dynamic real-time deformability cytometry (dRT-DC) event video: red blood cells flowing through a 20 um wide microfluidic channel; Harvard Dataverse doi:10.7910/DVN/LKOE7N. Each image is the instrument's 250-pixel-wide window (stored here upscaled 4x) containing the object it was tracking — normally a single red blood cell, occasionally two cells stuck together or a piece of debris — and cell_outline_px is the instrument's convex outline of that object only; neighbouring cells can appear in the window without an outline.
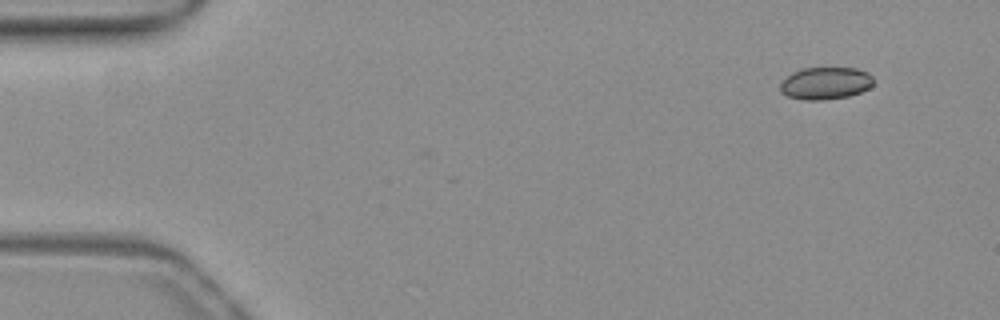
{"species": "common noctule bat (a hibernating species)", "species_latin": "Nyctalus noctula", "temperature_condition": "warm", "stored_images_in_passage": 3, "camera_frame_rate_fps": 3000, "um_per_image_px": 0.085, "animal": {"sex": "female", "body_mass_g": 19.3, "forearm_length_mm": 54.1}, "frame": {"image": 1, "passage_image": 1, "time_ms": 0.0, "image_size_px": [1000, 320], "cell_outline_px": [[872, 84], [868, 88], [860, 92], [848, 96], [820, 100], [804, 100], [788, 96], [780, 92], [780, 84], [792, 72], [800, 68], [856, 68], [868, 72], [872, 76]], "centroid_in_image_um": [70.15, 7.07], "position_along_channel_um": 14.9, "area_um2": 17.46}}